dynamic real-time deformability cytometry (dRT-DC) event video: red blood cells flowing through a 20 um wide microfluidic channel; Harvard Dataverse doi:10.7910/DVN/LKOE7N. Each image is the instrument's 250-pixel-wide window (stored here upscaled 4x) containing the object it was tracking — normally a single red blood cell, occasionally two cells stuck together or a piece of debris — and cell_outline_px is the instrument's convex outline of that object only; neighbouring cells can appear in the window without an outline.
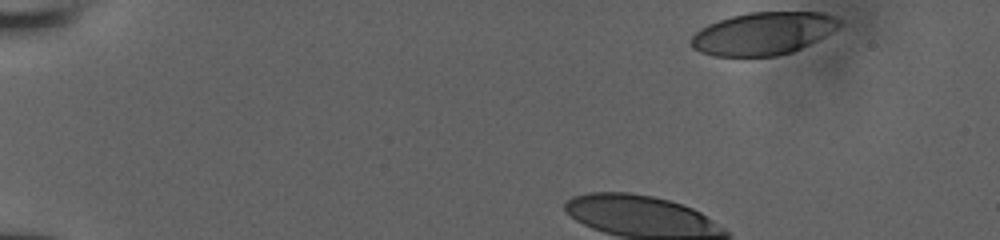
{"species": "human", "species_latin": "Homo sapiens", "temperature_condition": "room temperature", "stored_images_in_passage": 35, "camera_frame_rate_fps": 3000, "um_per_image_px": 0.085, "donor": {"sex": "male"}, "frame": {"image": 1, "passage_image": 1, "time_ms": 0.0, "image_size_px": [1000, 240], "cell_outline_px": [[840, 24], [832, 32], [792, 52], [776, 56], [712, 56], [700, 52], [692, 48], [692, 36], [700, 28], [708, 24], [732, 16], [748, 12], [824, 12], [840, 20]], "centroid_in_image_um": [64.84, 2.84], "position_along_channel_um": 20.2, "area_um2": 36.59}}
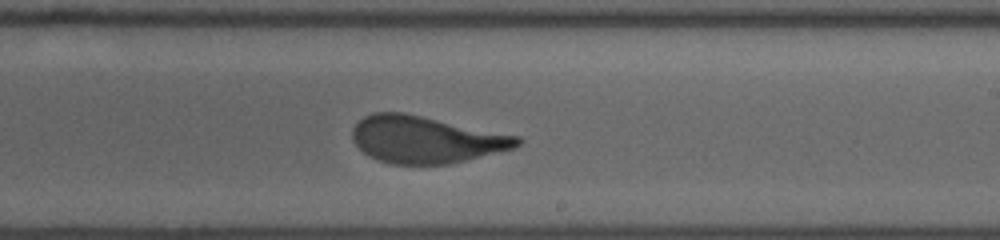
{"frame": {"image": 2, "passage_image": 24, "time_ms": 7.667, "image_size_px": [1000, 240], "cell_outline_px": [[524, 140], [516, 148], [452, 164], [392, 164], [368, 156], [352, 140], [352, 128], [364, 116], [372, 112], [404, 112], [520, 136]], "centroid_in_image_um": [36.23, 11.86], "position_along_channel_um": 252.8, "area_um2": 45.43}}
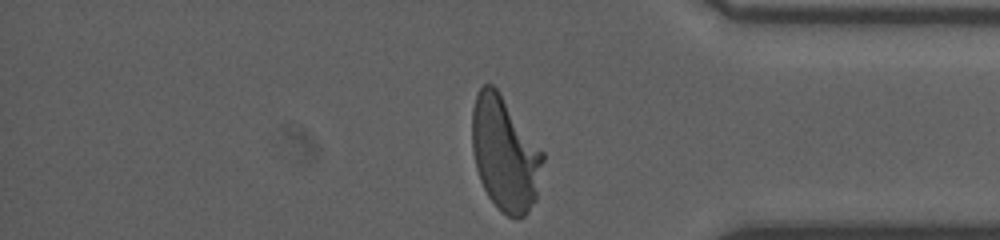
{"frame": {"image": 3, "passage_image": 35, "time_ms": 11.333, "image_size_px": [1000, 240], "cell_outline_px": [[544, 160], [536, 200], [528, 212], [524, 216], [516, 220], [508, 216], [488, 196], [480, 180], [476, 168], [472, 152], [472, 108], [476, 96], [480, 88], [484, 84], [492, 84], [496, 88], [544, 152]], "centroid_in_image_um": [42.92, 13.09], "position_along_channel_um": 392.3, "area_um2": 46.93}}